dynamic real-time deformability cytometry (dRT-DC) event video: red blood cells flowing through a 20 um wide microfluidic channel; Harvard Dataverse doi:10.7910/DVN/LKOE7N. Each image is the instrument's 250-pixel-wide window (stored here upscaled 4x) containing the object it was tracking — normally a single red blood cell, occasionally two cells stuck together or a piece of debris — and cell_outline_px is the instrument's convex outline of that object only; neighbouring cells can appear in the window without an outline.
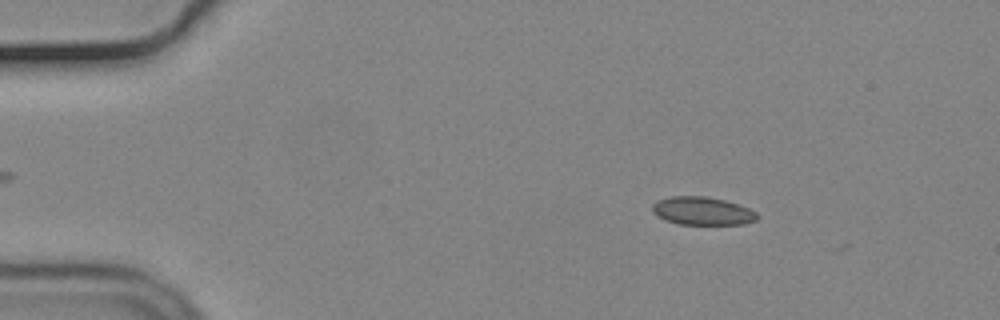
{"species": "common noctule bat (a hibernating species)", "species_latin": "Nyctalus noctula", "temperature_condition": "cold", "stored_images_in_passage": 4, "camera_frame_rate_fps": 3000, "um_per_image_px": 0.085, "animal": {"sex": "male", "body_mass_g": 19.2, "forearm_length_mm": 51.8}, "frame": {"image": 1, "passage_image": 2, "time_ms": 0.333, "image_size_px": [1000, 320], "cell_outline_px": [[760, 216], [756, 220], [744, 224], [676, 224], [664, 220], [656, 216], [652, 212], [652, 204], [656, 200], [672, 196], [704, 196], [724, 200], [740, 204], [756, 212]], "centroid_in_image_um": [59.68, 17.93], "position_along_channel_um": 25.3, "area_um2": 17.4}}